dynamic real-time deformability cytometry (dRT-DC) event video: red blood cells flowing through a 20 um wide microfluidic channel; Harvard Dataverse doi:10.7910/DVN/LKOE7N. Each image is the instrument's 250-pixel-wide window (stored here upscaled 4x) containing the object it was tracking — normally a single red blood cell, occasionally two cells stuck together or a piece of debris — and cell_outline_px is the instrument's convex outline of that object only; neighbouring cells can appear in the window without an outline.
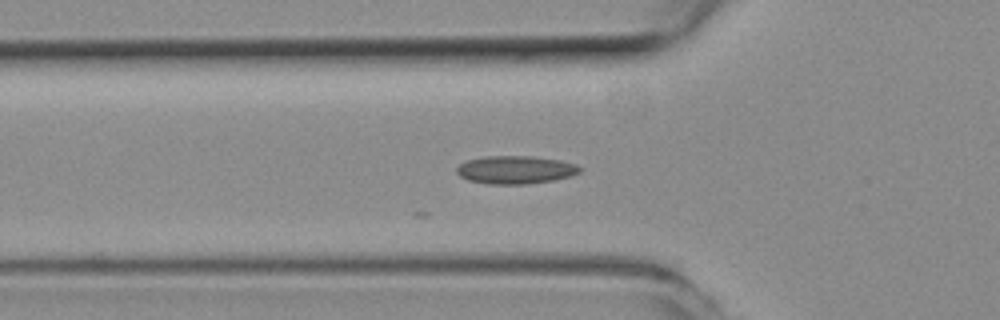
{"species": "common noctule bat (a hibernating species)", "species_latin": "Nyctalus noctula", "temperature_condition": "room temperature", "stored_images_in_passage": 16, "camera_frame_rate_fps": 3000, "um_per_image_px": 0.085, "animal": {"sex": "female", "body_mass_g": 19.3, "forearm_length_mm": 54.1}, "frame": {"image": 1, "passage_image": 3, "time_ms": 0.667, "image_size_px": [1000, 320], "cell_outline_px": [[584, 168], [580, 172], [572, 176], [552, 180], [528, 184], [488, 184], [468, 180], [460, 176], [456, 172], [456, 168], [460, 164], [468, 160], [484, 156], [532, 156], [560, 160], [576, 164]], "centroid_in_image_um": [43.84, 14.43], "position_along_channel_um": 82.0, "area_um2": 20.23}}
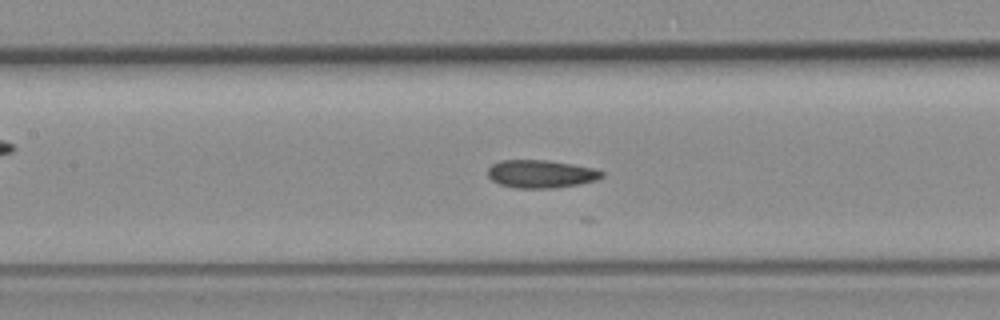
{"frame": {"image": 2, "passage_image": 9, "time_ms": 2.667, "image_size_px": [1000, 320], "cell_outline_px": [[604, 176], [596, 180], [580, 184], [556, 188], [516, 188], [500, 184], [492, 180], [488, 176], [488, 168], [492, 164], [500, 160], [548, 160], [596, 168], [604, 172]], "centroid_in_image_um": [46.0, 14.78], "position_along_channel_um": 161.4, "area_um2": 18.73}}
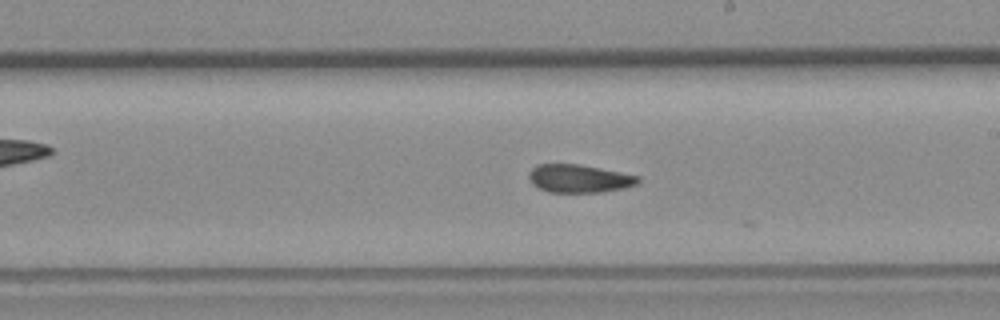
{"frame": {"image": 3, "passage_image": 15, "time_ms": 4.667, "image_size_px": [1000, 320], "cell_outline_px": [[640, 180], [636, 184], [624, 188], [600, 192], [548, 192], [532, 184], [528, 180], [528, 172], [536, 164], [576, 164], [600, 168], [640, 176]], "centroid_in_image_um": [49.19, 15.17], "position_along_channel_um": 239.8, "area_um2": 17.86}}